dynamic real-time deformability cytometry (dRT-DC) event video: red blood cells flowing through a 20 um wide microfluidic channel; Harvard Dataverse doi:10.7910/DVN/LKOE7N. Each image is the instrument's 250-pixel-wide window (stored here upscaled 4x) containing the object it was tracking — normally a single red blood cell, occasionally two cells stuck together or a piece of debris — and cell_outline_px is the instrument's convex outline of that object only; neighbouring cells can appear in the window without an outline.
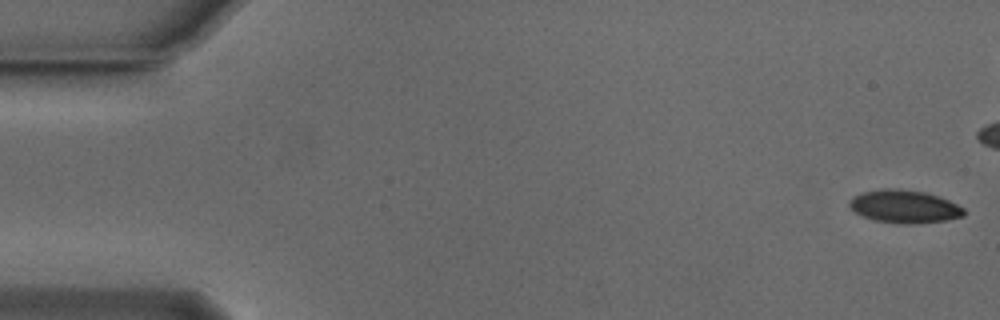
{"species": "Egyptian fruit bat (a non-hibernating species)", "species_latin": "Rousettus aegyptiacus", "temperature_condition": "cold", "stored_images_in_passage": 44, "camera_frame_rate_fps": 3000, "um_per_image_px": 0.085, "animal": {"sex": "male"}, "frame": {"image": 1, "passage_image": 1, "time_ms": 0.0, "image_size_px": [1000, 320], "cell_outline_px": [[964, 216], [948, 220], [908, 224], [904, 224], [876, 220], [864, 216], [856, 212], [848, 204], [848, 200], [852, 196], [864, 192], [884, 188], [900, 188], [924, 192], [948, 200], [964, 208]], "centroid_in_image_um": [76.86, 17.54], "position_along_channel_um": 8.1, "area_um2": 21.79}}
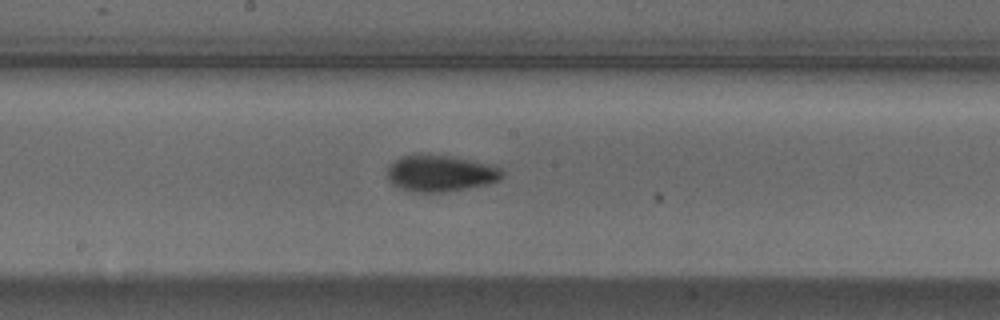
{"frame": {"image": 2, "passage_image": 28, "time_ms": 9.0, "image_size_px": [1000, 320], "cell_outline_px": [[504, 176], [500, 180], [488, 184], [448, 192], [412, 192], [400, 188], [392, 184], [388, 180], [388, 164], [400, 156], [416, 152], [428, 152], [452, 156], [488, 164], [500, 168], [504, 172]], "centroid_in_image_um": [37.39, 14.7], "position_along_channel_um": 210.8, "area_um2": 25.2}}
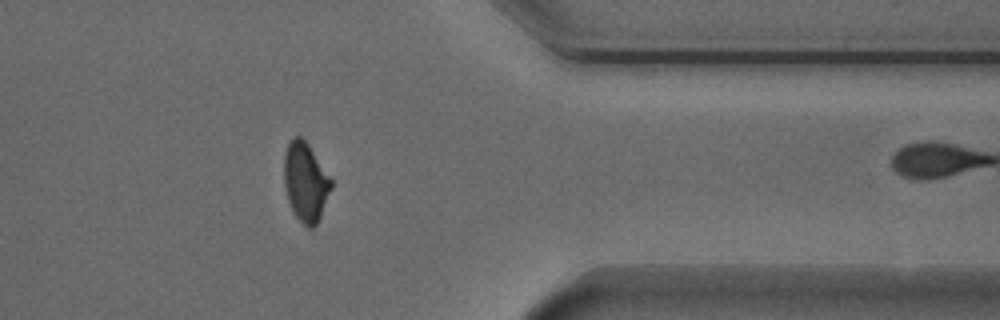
{"frame": {"image": 3, "passage_image": 43, "time_ms": 14.0, "image_size_px": [1000, 320], "cell_outline_px": [[332, 188], [320, 216], [316, 224], [312, 228], [308, 228], [292, 212], [288, 200], [284, 184], [284, 152], [288, 140], [292, 136], [300, 136], [308, 144], [332, 180]], "centroid_in_image_um": [25.95, 15.44], "position_along_channel_um": 385.5, "area_um2": 21.68}}